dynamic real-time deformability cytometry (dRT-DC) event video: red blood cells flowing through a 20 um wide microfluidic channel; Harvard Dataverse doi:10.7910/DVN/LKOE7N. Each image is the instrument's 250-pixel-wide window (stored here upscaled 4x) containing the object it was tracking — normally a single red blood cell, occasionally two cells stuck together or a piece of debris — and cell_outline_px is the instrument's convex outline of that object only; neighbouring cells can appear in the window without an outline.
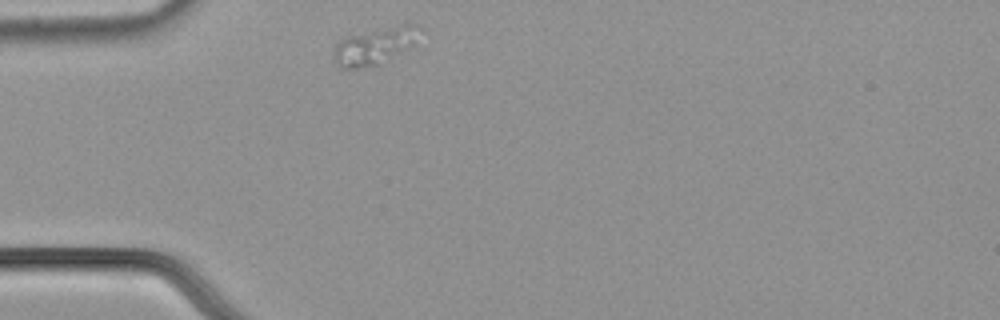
{"species": "common noctule bat (a hibernating species)", "species_latin": "Nyctalus noctula", "temperature_condition": "cold", "stored_images_in_passage": 32, "camera_frame_rate_fps": 3000, "um_per_image_px": 0.085, "animal": {"sex": "male", "body_mass_g": 21.5, "forearm_length_mm": 52.0}, "frame": {"image": 1, "passage_image": 1, "time_ms": 0.0, "image_size_px": [1000, 320], "cell_outline_px": [[428, 32], [416, 48], [376, 64], [356, 68], [344, 68], [336, 60], [336, 44], [340, 40], [348, 36], [400, 24], [416, 24], [424, 28]], "centroid_in_image_um": [32.16, 3.84], "position_along_channel_um": 52.8, "area_um2": 18.96}}
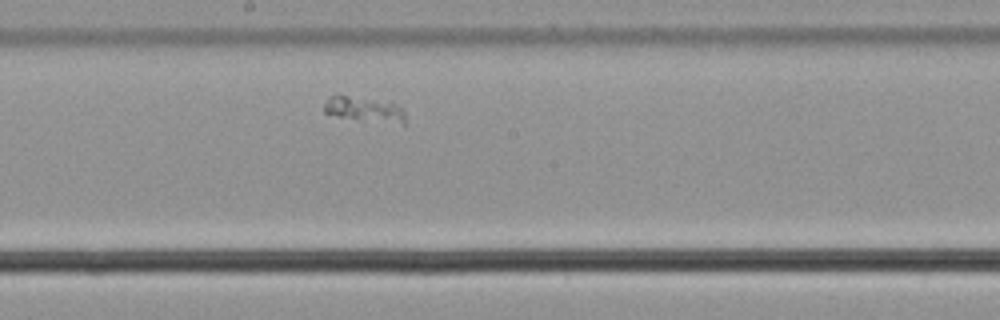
{"frame": {"image": 2, "passage_image": 16, "time_ms": 5.0, "image_size_px": [1000, 320], "cell_outline_px": [[404, 124], [336, 116], [324, 112], [324, 104], [328, 96], [348, 96], [392, 104], [400, 108], [404, 112]], "centroid_in_image_um": [30.89, 9.3], "position_along_channel_um": 217.3, "area_um2": 10.98}}
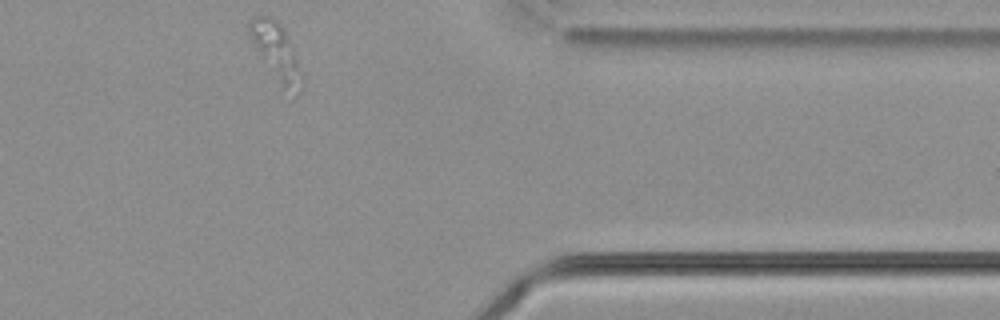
{"frame": {"image": 3, "passage_image": 32, "time_ms": 10.333, "image_size_px": [1000, 320], "cell_outline_px": [[304, 84], [300, 92], [296, 96], [284, 84], [260, 56], [248, 32], [248, 20], [252, 16], [272, 16], [280, 24], [284, 32], [304, 76]], "centroid_in_image_um": [23.49, 4.35], "position_along_channel_um": 387.9, "area_um2": 16.42}}